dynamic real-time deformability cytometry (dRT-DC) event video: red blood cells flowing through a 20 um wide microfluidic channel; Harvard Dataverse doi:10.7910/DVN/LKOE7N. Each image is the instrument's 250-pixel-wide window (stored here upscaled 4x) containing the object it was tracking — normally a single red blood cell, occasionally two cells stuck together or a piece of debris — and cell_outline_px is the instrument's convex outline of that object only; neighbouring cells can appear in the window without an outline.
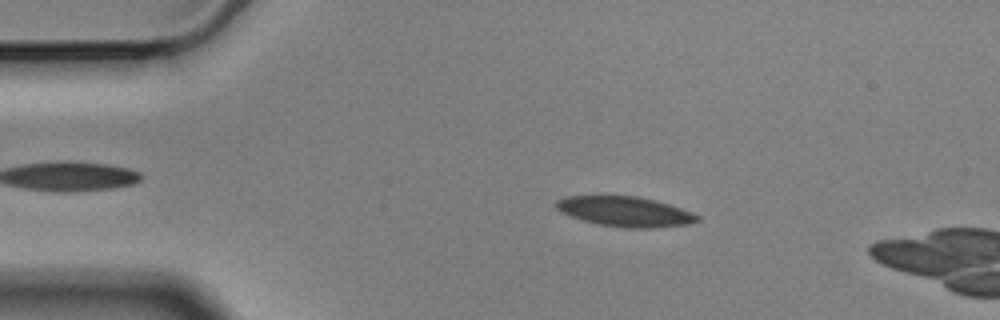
{"species": "Egyptian fruit bat (a non-hibernating species)", "species_latin": "Rousettus aegyptiacus", "temperature_condition": "cold", "stored_images_in_passage": 52, "camera_frame_rate_fps": 3000, "um_per_image_px": 0.085, "animal": {"sex": "male"}, "frame": {"image": 1, "passage_image": 9, "time_ms": 2.667, "image_size_px": [1000, 320], "cell_outline_px": [[700, 220], [688, 224], [652, 228], [624, 228], [596, 224], [560, 212], [556, 208], [556, 200], [564, 196], [636, 196], [656, 200], [692, 212], [700, 216]], "centroid_in_image_um": [53.13, 17.98], "position_along_channel_um": 31.9, "area_um2": 24.68}}
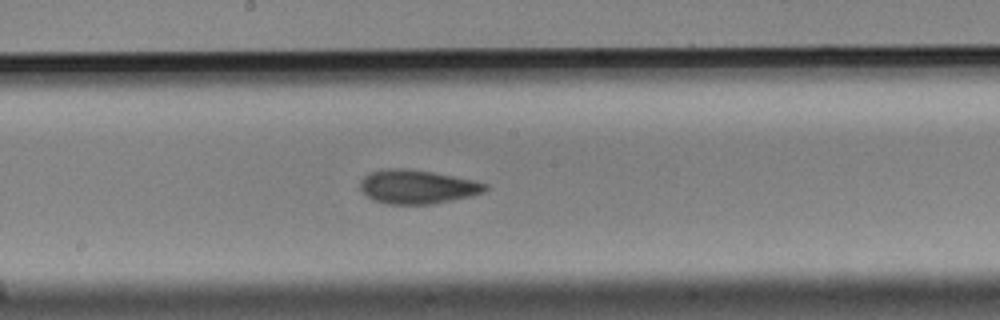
{"frame": {"image": 2, "passage_image": 28, "time_ms": 9.0, "image_size_px": [1000, 320], "cell_outline_px": [[488, 188], [484, 192], [472, 196], [432, 204], [388, 204], [372, 200], [360, 188], [360, 180], [368, 172], [380, 168], [408, 168], [432, 172], [476, 180], [488, 184]], "centroid_in_image_um": [35.46, 15.86], "position_along_channel_um": 212.7, "area_um2": 25.03}}
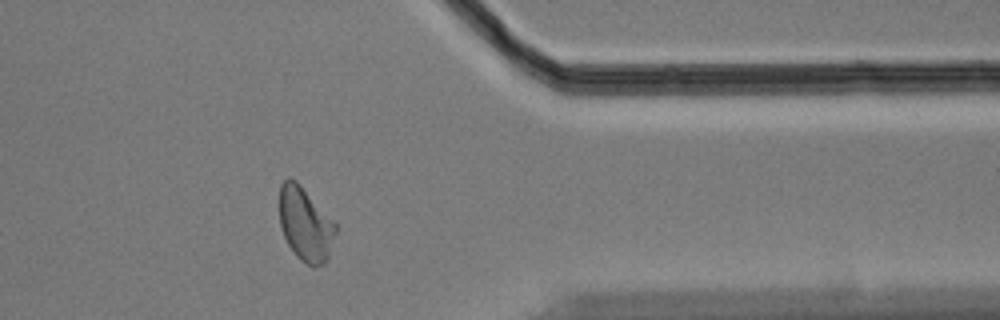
{"frame": {"image": 3, "passage_image": 44, "time_ms": 14.333, "image_size_px": [1000, 320], "cell_outline_px": [[336, 232], [328, 256], [324, 264], [312, 268], [300, 260], [296, 256], [288, 244], [284, 236], [280, 224], [280, 184], [288, 176], [296, 180], [300, 184], [336, 224]], "centroid_in_image_um": [25.94, 19.06], "position_along_channel_um": 385.5, "area_um2": 24.04}}